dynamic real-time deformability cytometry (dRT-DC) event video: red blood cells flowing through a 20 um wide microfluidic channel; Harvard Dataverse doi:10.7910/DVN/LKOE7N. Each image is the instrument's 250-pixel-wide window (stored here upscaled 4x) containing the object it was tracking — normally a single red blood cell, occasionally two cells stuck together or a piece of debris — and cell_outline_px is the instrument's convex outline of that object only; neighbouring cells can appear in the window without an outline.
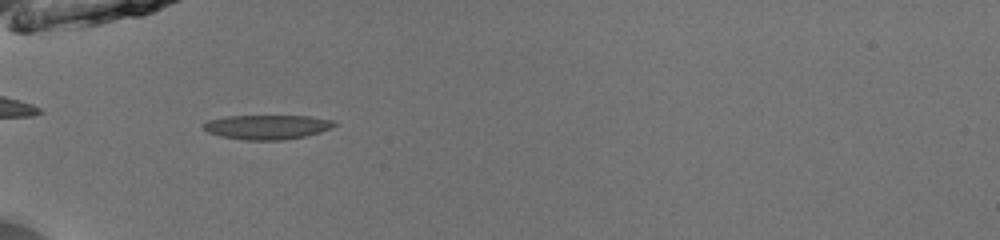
{"species": "common noctule bat (a hibernating species)", "species_latin": "Nyctalus noctula", "temperature_condition": "room temperature", "stored_images_in_passage": 35, "camera_frame_rate_fps": 3000, "um_per_image_px": 0.085, "animal": {"sex": "male", "body_mass_g": 13.0, "forearm_length_mm": 53.1}, "frame": {"image": 1, "passage_image": 1, "time_ms": 0.0, "image_size_px": [1000, 240], "cell_outline_px": [[340, 124], [320, 132], [304, 136], [280, 140], [244, 140], [220, 136], [208, 132], [204, 128], [204, 124], [208, 120], [228, 116], [312, 116], [336, 120]], "centroid_in_image_um": [22.77, 10.79], "position_along_channel_um": 62.2, "area_um2": 18.67}}
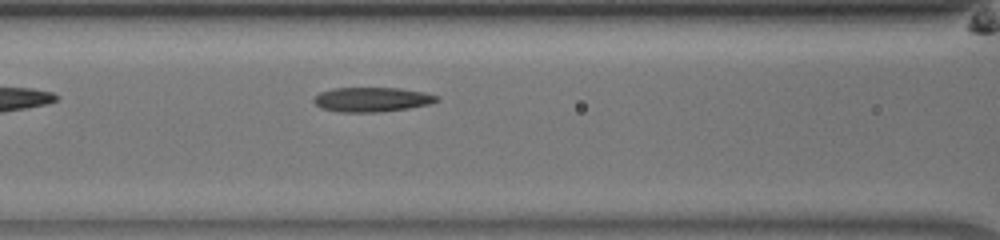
{"frame": {"image": 2, "passage_image": 7, "time_ms": 2.0, "image_size_px": [1000, 240], "cell_outline_px": [[440, 100], [428, 104], [408, 108], [380, 112], [340, 112], [320, 108], [312, 100], [320, 92], [332, 88], [400, 88], [424, 92], [440, 96]], "centroid_in_image_um": [31.62, 8.45], "position_along_channel_um": 135.0, "area_um2": 17.63}}
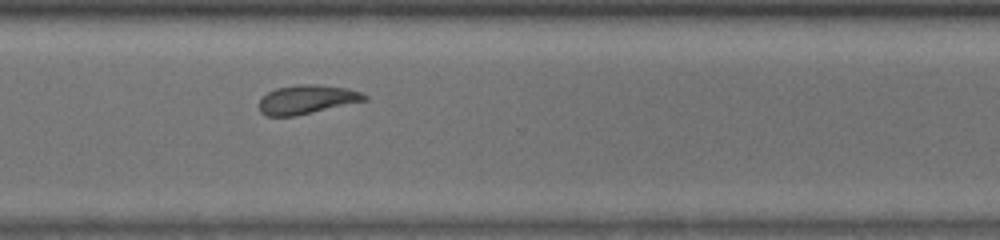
{"frame": {"image": 3, "passage_image": 23, "time_ms": 7.333, "image_size_px": [1000, 240], "cell_outline_px": [[368, 100], [296, 116], [264, 116], [260, 112], [260, 100], [268, 92], [276, 88], [300, 84], [316, 84], [344, 88], [360, 92], [368, 96]], "centroid_in_image_um": [26.08, 8.46], "position_along_channel_um": 344.5, "area_um2": 17.69}, "authors_computed_cell_mechanics": {"area_um2": 17.7446, "velocity_mm_per_s": 3.9367, "shape_relaxation_time_tau1_ms": 10.9157, "shape_relaxation_time_tau2_ms": 3.918, "deformation_change_tau1": 0.239, "deformation_change_tau2": 0.0965}}